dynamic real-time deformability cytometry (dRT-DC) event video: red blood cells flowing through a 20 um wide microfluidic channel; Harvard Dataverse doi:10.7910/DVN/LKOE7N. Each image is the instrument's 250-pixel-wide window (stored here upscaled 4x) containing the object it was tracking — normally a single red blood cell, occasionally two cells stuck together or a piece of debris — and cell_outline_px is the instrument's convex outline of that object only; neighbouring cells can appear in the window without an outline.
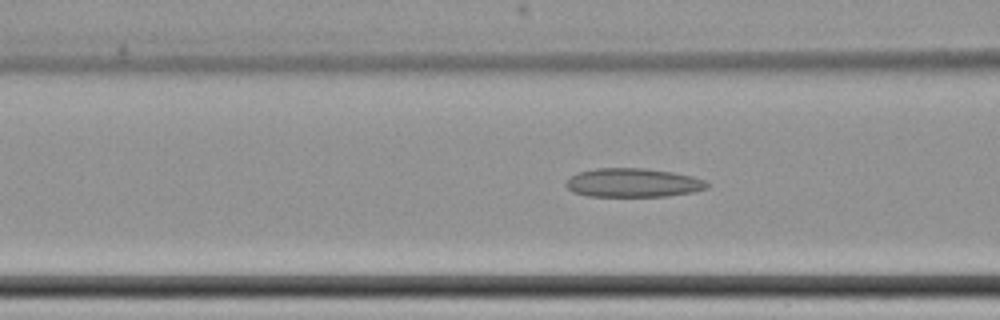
{"species": "common noctule bat (a hibernating species)", "species_latin": "Nyctalus noctula", "temperature_condition": "cold", "stored_images_in_passage": 64, "camera_frame_rate_fps": 3000, "um_per_image_px": 0.085, "animal": {"sex": "female", "body_mass_g": 22.7, "forearm_length_mm": 54.2}, "frame": {"image": 1, "passage_image": 29, "time_ms": 9.333, "image_size_px": [1000, 320], "cell_outline_px": [[708, 188], [692, 192], [668, 196], [588, 196], [572, 192], [564, 184], [576, 172], [596, 168], [648, 168], [672, 172], [692, 176], [704, 180], [708, 184]], "centroid_in_image_um": [53.79, 15.53], "position_along_channel_um": 112.8, "area_um2": 23.76}}
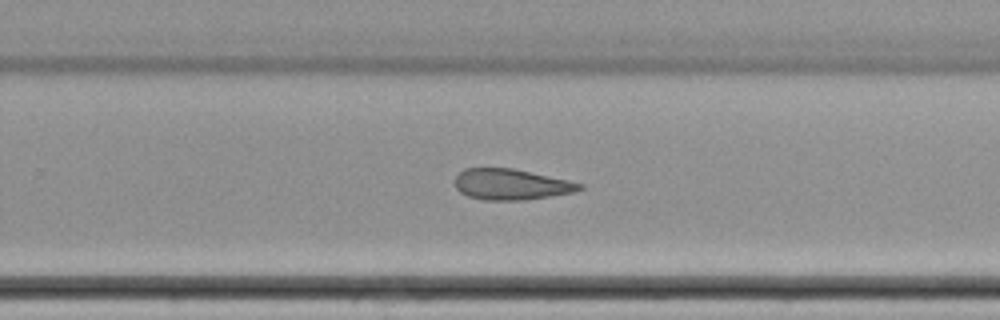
{"frame": {"image": 2, "passage_image": 44, "time_ms": 14.333, "image_size_px": [1000, 320], "cell_outline_px": [[584, 188], [576, 192], [528, 200], [484, 200], [468, 196], [460, 192], [456, 188], [452, 180], [464, 168], [512, 168], [568, 180], [584, 184]], "centroid_in_image_um": [43.44, 15.68], "position_along_channel_um": 286.4, "area_um2": 22.66}}
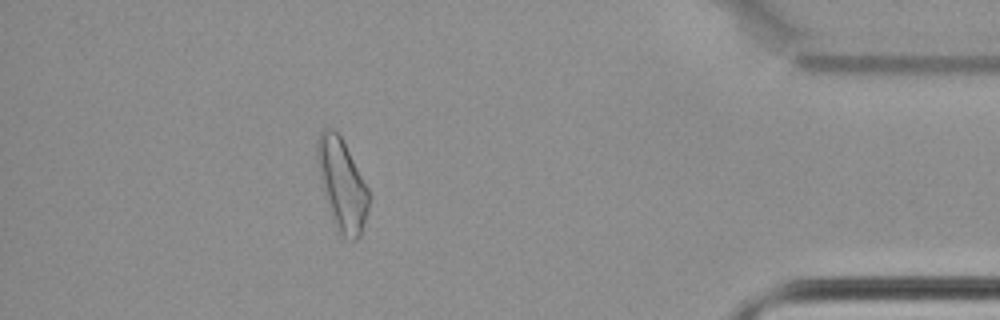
{"frame": {"image": 3, "passage_image": 58, "time_ms": 19.0, "image_size_px": [1000, 320], "cell_outline_px": [[372, 196], [368, 212], [360, 236], [356, 240], [344, 240], [340, 236], [332, 220], [324, 196], [316, 160], [316, 144], [320, 132], [324, 128], [332, 128], [340, 136], [368, 188]], "centroid_in_image_um": [29.07, 15.76], "position_along_channel_um": 406.1, "area_um2": 27.8}, "authors_computed_cell_mechanics": {"area_um2": 26.4435, "velocity_mm_per_s": 3.4727, "shape_relaxation_time_tau1_ms": null, "shape_relaxation_time_tau2_ms": 5.8962, "deformation_change_tau1": null, "deformation_change_tau2": 0.1464}}